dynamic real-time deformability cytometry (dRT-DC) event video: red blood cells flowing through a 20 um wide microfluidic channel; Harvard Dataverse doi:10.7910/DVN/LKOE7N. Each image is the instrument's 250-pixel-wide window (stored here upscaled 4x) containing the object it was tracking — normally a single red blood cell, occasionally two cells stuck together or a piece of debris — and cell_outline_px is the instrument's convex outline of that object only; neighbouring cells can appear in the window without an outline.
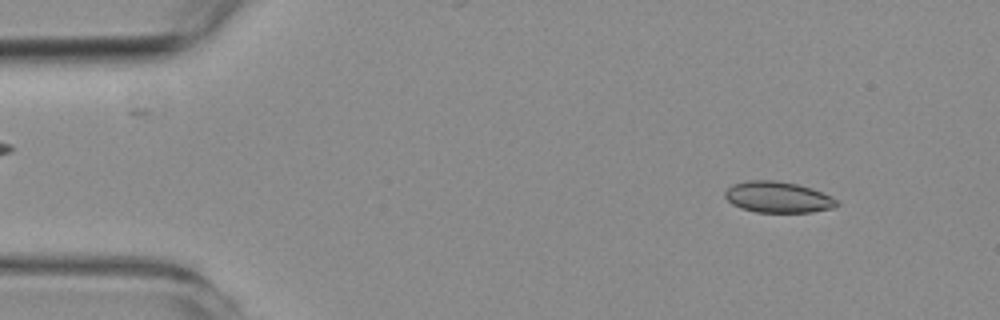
{"species": "common noctule bat (a hibernating species)", "species_latin": "Nyctalus noctula", "temperature_condition": "room temperature", "stored_images_in_passage": 53, "camera_frame_rate_fps": 3000, "um_per_image_px": 0.085, "animal": {"sex": "female", "body_mass_g": 19.3, "forearm_length_mm": 54.1}, "frame": {"image": 1, "passage_image": 5, "time_ms": 1.333, "image_size_px": [1000, 320], "cell_outline_px": [[840, 204], [832, 208], [812, 212], [756, 212], [740, 208], [732, 204], [724, 196], [724, 192], [732, 184], [748, 180], [776, 180], [796, 184], [812, 188], [832, 196]], "centroid_in_image_um": [66.11, 16.75], "position_along_channel_um": 18.9, "area_um2": 20.35}}
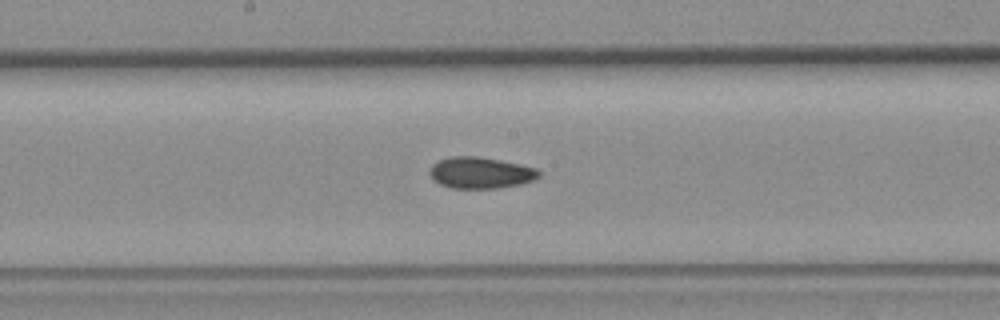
{"frame": {"image": 2, "passage_image": 27, "time_ms": 8.667, "image_size_px": [1000, 320], "cell_outline_px": [[540, 176], [532, 180], [520, 184], [496, 188], [452, 188], [440, 184], [432, 180], [428, 172], [432, 164], [440, 160], [452, 156], [476, 156], [500, 160], [520, 164], [536, 168], [540, 172]], "centroid_in_image_um": [40.81, 14.68], "position_along_channel_um": 207.4, "area_um2": 19.94}}
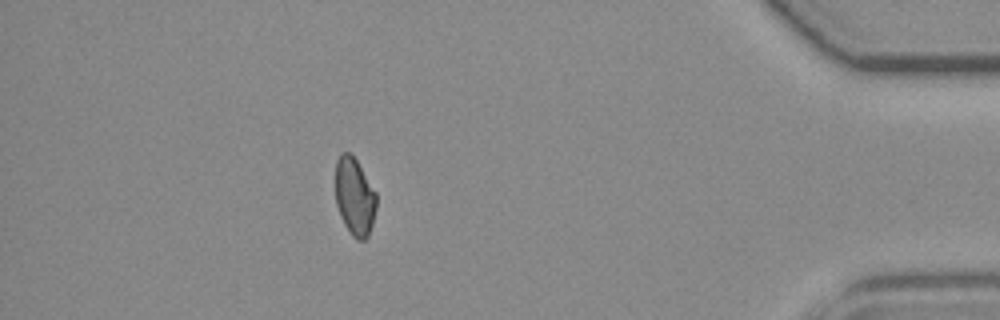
{"frame": {"image": 3, "passage_image": 47, "time_ms": 15.333, "image_size_px": [1000, 320], "cell_outline_px": [[376, 208], [372, 224], [368, 236], [364, 240], [356, 240], [352, 236], [344, 224], [340, 216], [336, 204], [336, 160], [340, 152], [348, 152], [356, 160], [376, 192]], "centroid_in_image_um": [30.13, 16.73], "position_along_channel_um": 405.1, "area_um2": 18.5}, "authors_computed_cell_mechanics": {"area_um2": 19.941, "velocity_mm_per_s": 3.7664, "shape_relaxation_time_tau1_ms": null, "shape_relaxation_time_tau2_ms": 6.7923, "deformation_change_tau1": null, "deformation_change_tau2": 0.1097}}